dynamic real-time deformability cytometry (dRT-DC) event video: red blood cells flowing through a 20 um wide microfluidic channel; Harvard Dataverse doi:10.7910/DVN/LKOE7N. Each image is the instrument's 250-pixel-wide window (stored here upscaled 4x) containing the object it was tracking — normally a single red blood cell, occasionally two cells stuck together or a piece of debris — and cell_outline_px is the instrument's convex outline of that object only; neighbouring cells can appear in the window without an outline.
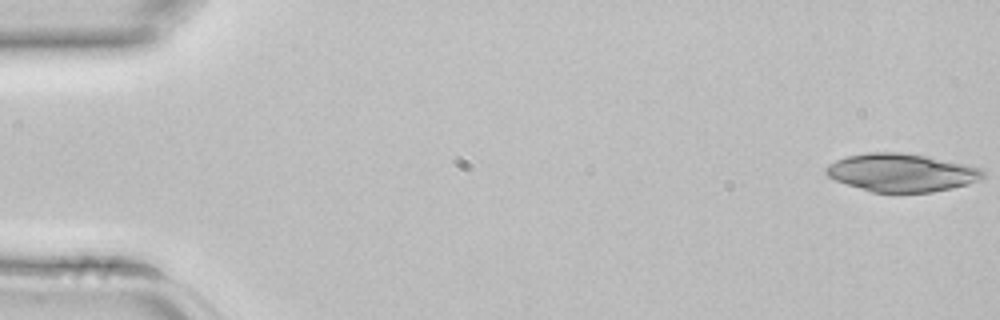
{"species": "common noctule bat (a hibernating species)", "species_latin": "Nyctalus noctula", "temperature_condition": "room temperature", "stored_images_in_passage": 3, "camera_frame_rate_fps": 3000, "um_per_image_px": 0.085, "animal": {"sex": "female", "body_mass_g": 22.7, "forearm_length_mm": 54.2}, "frame": {"image": 1, "passage_image": 1, "time_ms": 0.0, "image_size_px": [1000, 320], "cell_outline_px": [[984, 176], [980, 180], [968, 184], [952, 188], [932, 192], [872, 192], [836, 180], [828, 176], [824, 172], [824, 168], [828, 164], [836, 160], [848, 156], [868, 152], [904, 152], [964, 164], [980, 168], [984, 172]], "centroid_in_image_um": [76.61, 14.67], "position_along_channel_um": 8.4, "area_um2": 34.56}}